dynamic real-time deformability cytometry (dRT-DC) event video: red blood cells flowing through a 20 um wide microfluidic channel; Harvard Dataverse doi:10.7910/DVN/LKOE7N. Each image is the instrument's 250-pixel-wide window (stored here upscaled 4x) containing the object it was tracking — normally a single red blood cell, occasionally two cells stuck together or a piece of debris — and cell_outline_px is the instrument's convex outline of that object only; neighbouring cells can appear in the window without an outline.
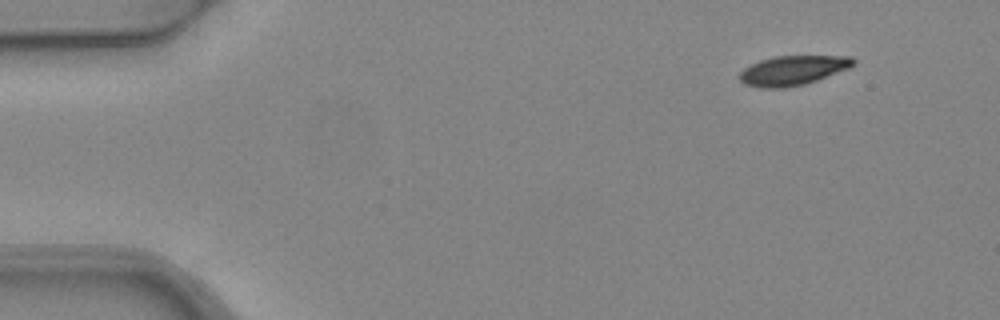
{"species": "common noctule bat (a hibernating species)", "species_latin": "Nyctalus noctula", "temperature_condition": "warm", "stored_images_in_passage": 4, "camera_frame_rate_fps": 3000, "um_per_image_px": 0.085, "animal": {"sex": "female", "body_mass_g": 24.6, "forearm_length_mm": 56.2}, "frame": {"image": 1, "passage_image": 1, "time_ms": 0.0, "image_size_px": [1000, 320], "cell_outline_px": [[856, 64], [848, 68], [816, 80], [804, 84], [784, 88], [760, 88], [744, 84], [740, 80], [740, 72], [744, 68], [760, 60], [776, 56], [852, 56], [856, 60]], "centroid_in_image_um": [67.39, 5.98], "position_along_channel_um": 17.6, "area_um2": 19.48}}
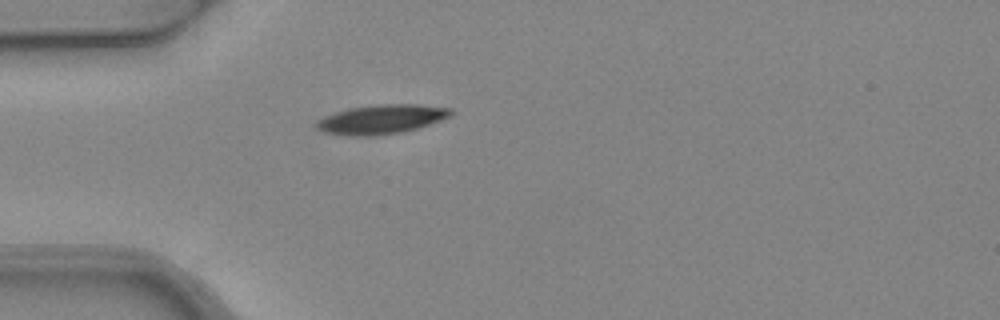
{"frame": {"image": 2, "passage_image": 4, "time_ms": 1.0, "image_size_px": [1000, 320], "cell_outline_px": [[452, 112], [448, 116], [440, 120], [404, 132], [376, 136], [356, 136], [324, 132], [316, 128], [316, 124], [320, 120], [336, 112], [352, 108], [376, 104], [420, 104], [452, 108]], "centroid_in_image_um": [32.46, 10.14], "position_along_channel_um": 52.5, "area_um2": 22.54}}